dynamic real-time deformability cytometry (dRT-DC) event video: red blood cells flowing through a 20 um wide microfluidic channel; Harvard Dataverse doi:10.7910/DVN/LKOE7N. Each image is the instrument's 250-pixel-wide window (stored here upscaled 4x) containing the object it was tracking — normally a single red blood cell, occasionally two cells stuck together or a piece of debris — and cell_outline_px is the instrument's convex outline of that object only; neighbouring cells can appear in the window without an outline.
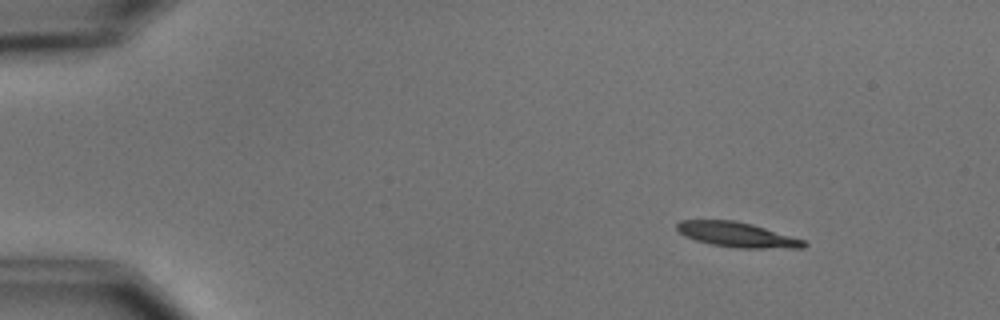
{"species": "common noctule bat (a hibernating species)", "species_latin": "Nyctalus noctula", "temperature_condition": "cold", "stored_images_in_passage": 5, "camera_frame_rate_fps": 3000, "um_per_image_px": 0.085, "animal": {"sex": "male", "body_mass_g": 15.6}, "frame": {"image": 1, "passage_image": 3, "time_ms": 2.333, "image_size_px": [1000, 320], "cell_outline_px": [[808, 244], [804, 248], [736, 248], [712, 244], [696, 240], [684, 236], [676, 228], [676, 224], [680, 220], [736, 220], [752, 224], [804, 240]], "centroid_in_image_um": [62.64, 19.94], "position_along_channel_um": 22.4, "area_um2": 18.38}}